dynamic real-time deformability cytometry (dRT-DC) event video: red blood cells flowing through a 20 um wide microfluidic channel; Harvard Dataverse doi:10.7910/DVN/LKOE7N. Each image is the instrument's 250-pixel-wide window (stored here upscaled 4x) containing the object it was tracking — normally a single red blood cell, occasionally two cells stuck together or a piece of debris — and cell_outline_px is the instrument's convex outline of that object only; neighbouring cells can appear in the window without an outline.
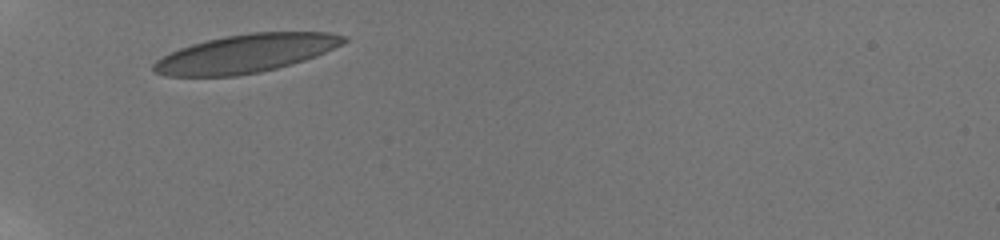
{"species": "human", "species_latin": "Homo sapiens", "temperature_condition": "room temperature", "stored_images_in_passage": 5, "camera_frame_rate_fps": 3000, "um_per_image_px": 0.085, "donor": {"sex": "male"}, "frame": {"image": 1, "passage_image": 1, "time_ms": 0.0, "image_size_px": [1000, 240], "cell_outline_px": [[348, 40], [316, 56], [292, 64], [260, 72], [236, 76], [168, 76], [152, 72], [152, 64], [156, 60], [180, 48], [192, 44], [224, 36], [248, 32], [328, 32], [348, 36]], "centroid_in_image_um": [20.88, 4.55], "position_along_channel_um": 64.1, "area_um2": 42.25}}
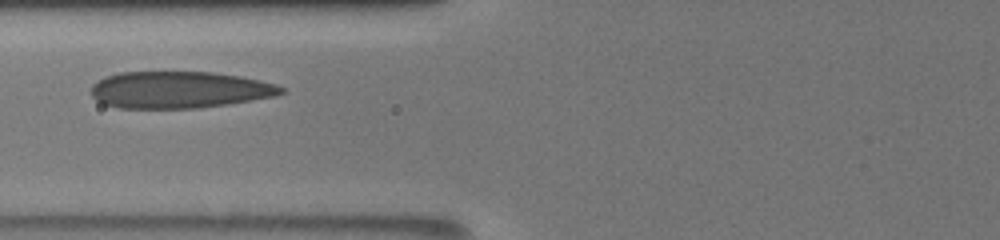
{"frame": {"image": 2, "passage_image": 4, "time_ms": 1.667, "image_size_px": [1000, 240], "cell_outline_px": [[284, 92], [276, 96], [228, 104], [196, 108], [120, 108], [104, 104], [96, 100], [92, 96], [92, 84], [108, 76], [120, 72], [212, 72], [240, 76], [260, 80], [276, 84], [284, 88]], "centroid_in_image_um": [15.26, 7.63], "position_along_channel_um": 110.5, "area_um2": 40.69}}